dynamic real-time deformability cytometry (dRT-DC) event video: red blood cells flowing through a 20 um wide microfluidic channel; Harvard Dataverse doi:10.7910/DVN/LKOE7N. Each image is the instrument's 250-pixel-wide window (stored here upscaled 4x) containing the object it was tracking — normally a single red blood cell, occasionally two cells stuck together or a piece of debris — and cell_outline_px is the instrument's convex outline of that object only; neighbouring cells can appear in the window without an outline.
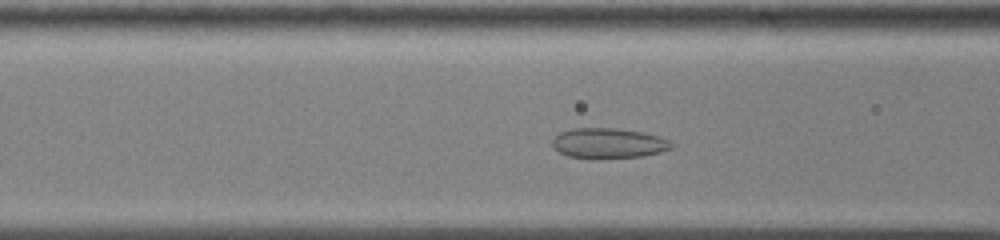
{"species": "common noctule bat (a hibernating species)", "species_latin": "Nyctalus noctula", "temperature_condition": "cold", "stored_images_in_passage": 47, "camera_frame_rate_fps": 3000, "um_per_image_px": 0.085, "animal": {"sex": "male", "body_mass_g": 13.0, "forearm_length_mm": 53.1}, "frame": {"image": 1, "passage_image": 13, "time_ms": 4.0, "image_size_px": [1000, 240], "cell_outline_px": [[676, 144], [672, 148], [660, 152], [640, 156], [568, 156], [560, 152], [552, 144], [552, 140], [560, 132], [572, 128], [616, 128], [640, 132], [660, 136]], "centroid_in_image_um": [51.76, 12.13], "position_along_channel_um": 114.8, "area_um2": 20.17}}
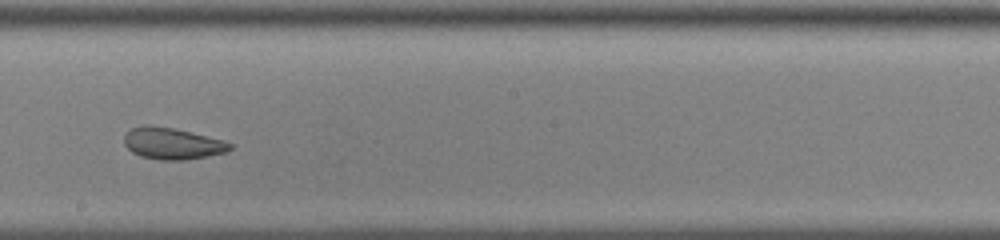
{"frame": {"image": 2, "passage_image": 23, "time_ms": 7.333, "image_size_px": [1000, 240], "cell_outline_px": [[232, 148], [228, 152], [208, 156], [184, 160], [160, 160], [140, 156], [132, 152], [124, 144], [124, 136], [132, 128], [144, 124], [148, 124], [172, 128], [224, 140], [232, 144]], "centroid_in_image_um": [14.65, 12.2], "position_along_channel_um": 233.6, "area_um2": 19.48}}
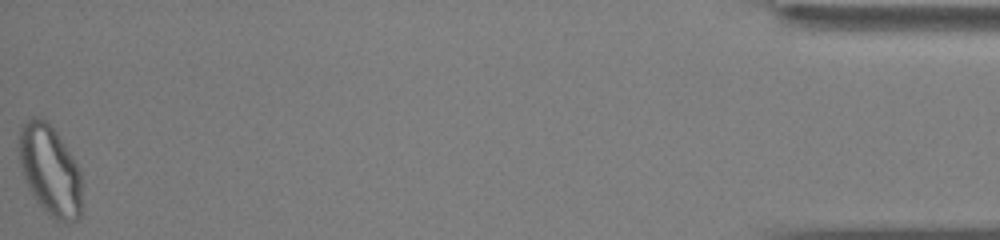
{"frame": {"image": 3, "passage_image": 47, "time_ms": 15.333, "image_size_px": [1000, 240], "cell_outline_px": [[80, 216], [76, 220], [56, 220], [36, 200], [28, 188], [20, 164], [20, 128], [32, 116], [36, 116], [44, 120], [56, 132], [72, 156], [80, 172]], "centroid_in_image_um": [4.24, 14.46], "position_along_channel_um": 431.0, "area_um2": 32.02}, "authors_computed_cell_mechanics": {"area_um2": 23.0044, "velocity_mm_per_s": 3.5556, "shape_relaxation_time_tau1_ms": null, "shape_relaxation_time_tau2_ms": 1.8482, "deformation_change_tau1": null, "deformation_change_tau2": 0.0788}}